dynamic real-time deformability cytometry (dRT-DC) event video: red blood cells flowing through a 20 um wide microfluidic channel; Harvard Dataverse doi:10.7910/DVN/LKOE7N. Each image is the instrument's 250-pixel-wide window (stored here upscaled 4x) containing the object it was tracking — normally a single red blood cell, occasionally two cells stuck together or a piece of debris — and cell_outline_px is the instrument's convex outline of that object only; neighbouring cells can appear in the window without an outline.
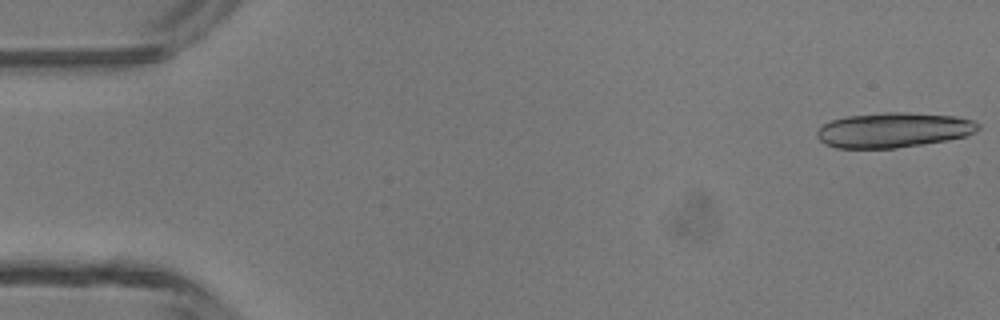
{"species": "common noctule bat (a hibernating species)", "species_latin": "Nyctalus noctula", "temperature_condition": "room temperature", "stored_images_in_passage": 16, "camera_frame_rate_fps": 3000, "um_per_image_px": 0.085, "animal": {"sex": "male", "body_mass_g": 13.3}, "frame": {"image": 1, "passage_image": 1, "time_ms": 0.0, "image_size_px": [1000, 320], "cell_outline_px": [[980, 128], [976, 132], [968, 136], [948, 140], [924, 144], [896, 148], [836, 148], [824, 144], [816, 136], [816, 132], [824, 124], [832, 120], [848, 116], [884, 112], [904, 112], [956, 116], [972, 120], [980, 124]], "centroid_in_image_um": [75.98, 11.06], "position_along_channel_um": 9.0, "area_um2": 33.06}}